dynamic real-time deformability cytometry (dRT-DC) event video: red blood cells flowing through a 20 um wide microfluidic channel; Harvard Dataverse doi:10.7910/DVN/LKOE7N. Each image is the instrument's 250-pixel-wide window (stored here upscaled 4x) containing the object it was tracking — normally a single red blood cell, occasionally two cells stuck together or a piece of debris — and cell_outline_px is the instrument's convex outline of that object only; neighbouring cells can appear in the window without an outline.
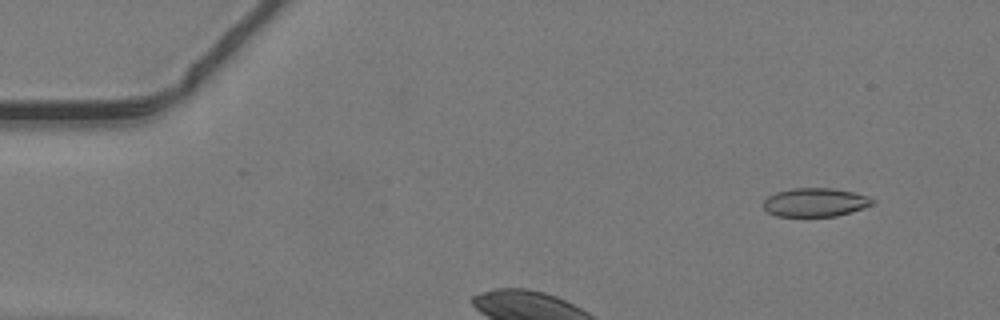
{"species": "common noctule bat (a hibernating species)", "species_latin": "Nyctalus noctula", "temperature_condition": "warm", "stored_images_in_passage": 30, "camera_frame_rate_fps": 3000, "um_per_image_px": 0.085, "animal": {"sex": "male", "body_mass_g": 19.2, "forearm_length_mm": 51.8}, "frame": {"image": 1, "passage_image": 1, "time_ms": 0.0, "image_size_px": [1000, 320], "cell_outline_px": [[876, 204], [864, 208], [836, 216], [776, 216], [768, 212], [764, 208], [764, 200], [768, 196], [776, 192], [792, 188], [832, 188], [852, 192], [868, 196], [876, 200]], "centroid_in_image_um": [69.32, 17.2], "position_along_channel_um": 15.7, "area_um2": 18.26}}
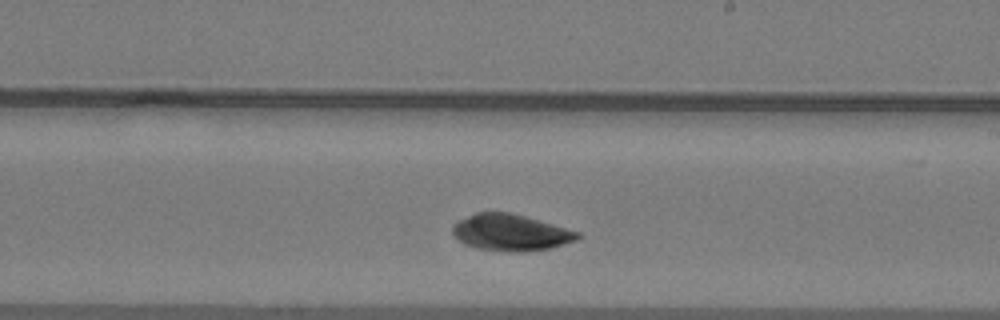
{"frame": {"image": 2, "passage_image": 18, "time_ms": 5.667, "image_size_px": [1000, 320], "cell_outline_px": [[580, 236], [576, 240], [552, 248], [524, 252], [512, 252], [476, 248], [464, 244], [452, 232], [452, 224], [476, 212], [512, 212], [580, 232]], "centroid_in_image_um": [43.41, 19.76], "position_along_channel_um": 245.6, "area_um2": 26.59}}
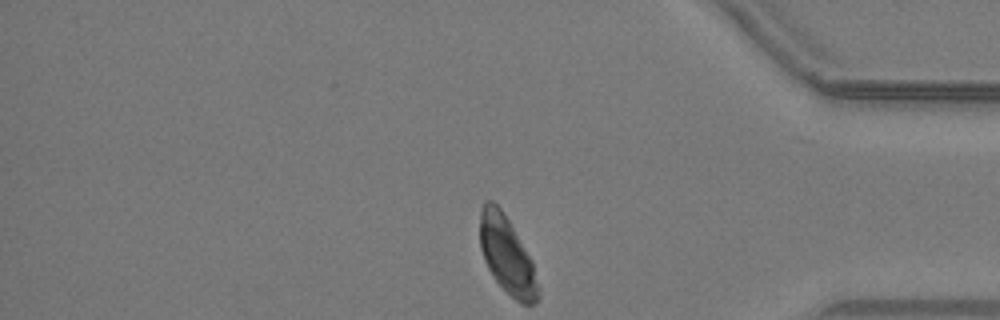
{"frame": {"image": 3, "passage_image": 30, "time_ms": 9.667, "image_size_px": [1000, 320], "cell_outline_px": [[540, 296], [536, 304], [520, 304], [492, 276], [484, 260], [480, 248], [480, 212], [484, 200], [492, 200], [500, 208], [508, 220], [532, 260]], "centroid_in_image_um": [43.08, 21.7], "position_along_channel_um": 392.1, "area_um2": 25.95}}